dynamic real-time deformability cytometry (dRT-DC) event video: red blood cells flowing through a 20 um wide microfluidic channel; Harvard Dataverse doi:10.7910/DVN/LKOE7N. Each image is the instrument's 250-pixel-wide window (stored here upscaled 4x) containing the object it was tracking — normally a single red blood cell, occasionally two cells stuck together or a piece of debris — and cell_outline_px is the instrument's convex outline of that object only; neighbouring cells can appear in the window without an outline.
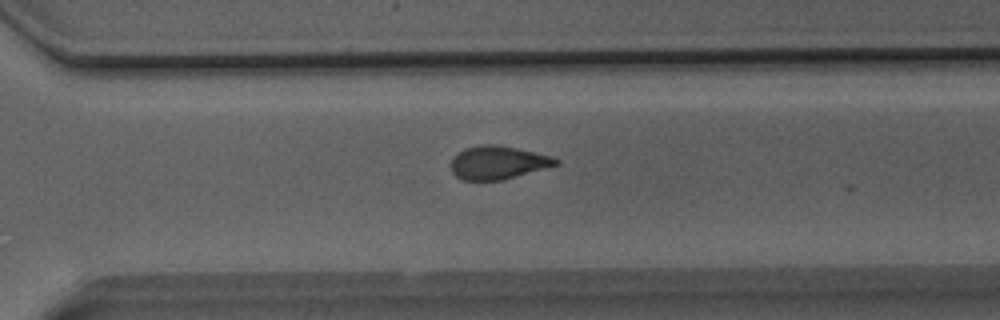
{"species": "Egyptian fruit bat (a non-hibernating species)", "species_latin": "Rousettus aegyptiacus", "temperature_condition": "room temperature", "stored_images_in_passage": 19, "camera_frame_rate_fps": 3000, "um_per_image_px": 0.085, "animal": {"sex": "male"}, "frame": {"image": 1, "passage_image": 16, "time_ms": 5.0, "image_size_px": [1000, 320], "cell_outline_px": [[560, 164], [548, 168], [504, 180], [460, 180], [452, 172], [452, 160], [464, 148], [480, 144], [492, 144], [516, 148], [552, 156], [560, 160]], "centroid_in_image_um": [42.37, 13.83], "position_along_channel_um": 328.2, "area_um2": 20.4}}